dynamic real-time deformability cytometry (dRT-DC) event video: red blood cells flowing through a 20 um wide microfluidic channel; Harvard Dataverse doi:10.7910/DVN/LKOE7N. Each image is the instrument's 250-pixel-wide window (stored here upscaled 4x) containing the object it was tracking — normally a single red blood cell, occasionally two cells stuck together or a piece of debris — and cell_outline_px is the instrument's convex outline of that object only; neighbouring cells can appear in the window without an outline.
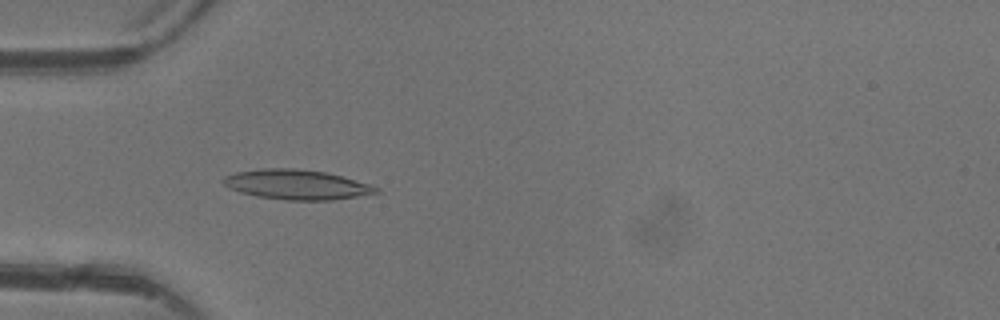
{"species": "common noctule bat (a hibernating species)", "species_latin": "Nyctalus noctula", "temperature_condition": "warm", "stored_images_in_passage": 3, "camera_frame_rate_fps": 3000, "um_per_image_px": 0.085, "animal": {"sex": "female"}, "frame": {"image": 1, "passage_image": 3, "time_ms": 2.333, "image_size_px": [1000, 320], "cell_outline_px": [[380, 192], [332, 200], [284, 200], [256, 196], [240, 192], [228, 188], [220, 180], [224, 176], [236, 172], [264, 168], [292, 168], [324, 172], [340, 176], [368, 184], [380, 188]], "centroid_in_image_um": [25.15, 15.69], "position_along_channel_um": 59.8, "area_um2": 26.36}}